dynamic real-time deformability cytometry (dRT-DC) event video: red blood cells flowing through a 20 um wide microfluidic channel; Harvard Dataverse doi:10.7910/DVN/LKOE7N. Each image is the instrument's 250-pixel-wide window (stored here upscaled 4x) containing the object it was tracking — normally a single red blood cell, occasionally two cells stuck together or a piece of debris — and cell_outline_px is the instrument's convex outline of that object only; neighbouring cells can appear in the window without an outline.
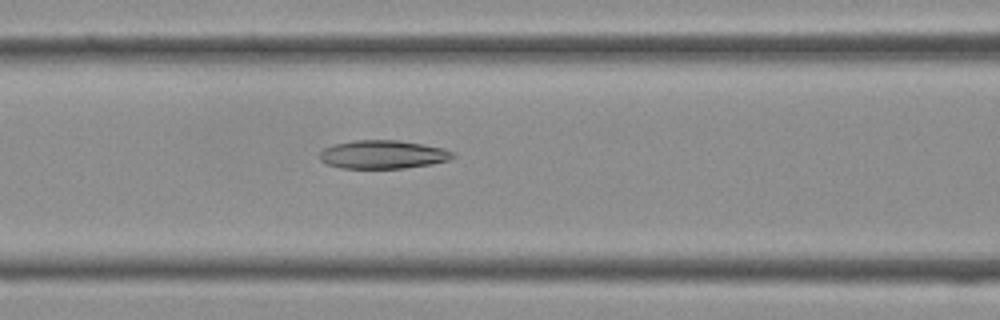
{"species": "Egyptian fruit bat (a non-hibernating species)", "species_latin": "Rousettus aegyptiacus", "temperature_condition": "cold", "stored_images_in_passage": 37, "camera_frame_rate_fps": 3000, "um_per_image_px": 0.085, "frame": {"image": 1, "passage_image": 14, "time_ms": 4.333, "image_size_px": [1000, 320], "cell_outline_px": [[456, 156], [448, 160], [432, 164], [404, 168], [340, 168], [328, 164], [320, 160], [320, 152], [324, 148], [336, 144], [352, 140], [400, 140], [424, 144], [444, 148], [452, 152]], "centroid_in_image_um": [32.57, 13.13], "position_along_channel_um": 134.0, "area_um2": 22.08}}
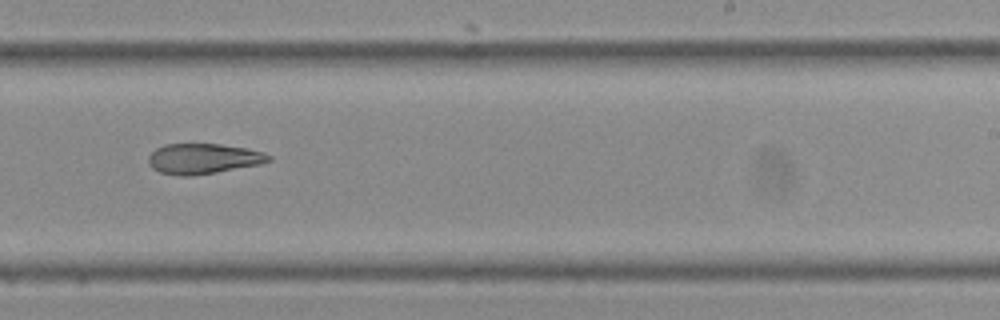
{"frame": {"image": 2, "passage_image": 22, "time_ms": 7.0, "image_size_px": [1000, 320], "cell_outline_px": [[272, 160], [260, 164], [216, 172], [192, 176], [180, 176], [160, 172], [152, 168], [148, 164], [148, 156], [156, 148], [164, 144], [220, 144], [248, 148], [264, 152], [272, 156]], "centroid_in_image_um": [17.28, 13.48], "position_along_channel_um": 271.7, "area_um2": 21.39}}
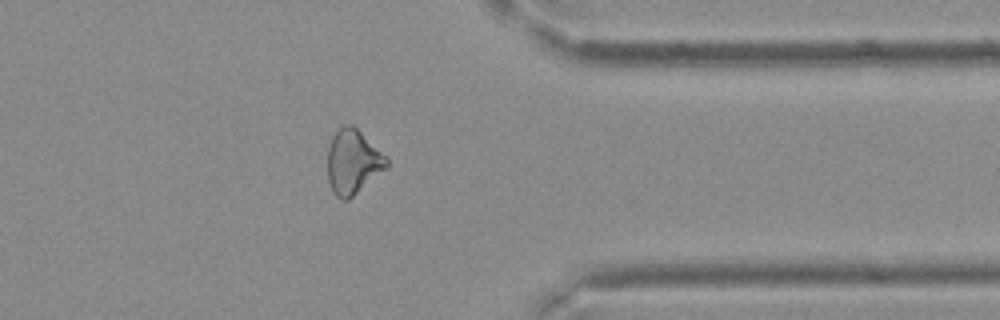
{"frame": {"image": 3, "passage_image": 29, "time_ms": 9.333, "image_size_px": [1000, 320], "cell_outline_px": [[388, 168], [348, 200], [344, 200], [336, 196], [328, 180], [328, 144], [332, 136], [344, 124], [352, 124], [388, 156]], "centroid_in_image_um": [30.02, 13.74], "position_along_channel_um": 381.4, "area_um2": 22.37}}